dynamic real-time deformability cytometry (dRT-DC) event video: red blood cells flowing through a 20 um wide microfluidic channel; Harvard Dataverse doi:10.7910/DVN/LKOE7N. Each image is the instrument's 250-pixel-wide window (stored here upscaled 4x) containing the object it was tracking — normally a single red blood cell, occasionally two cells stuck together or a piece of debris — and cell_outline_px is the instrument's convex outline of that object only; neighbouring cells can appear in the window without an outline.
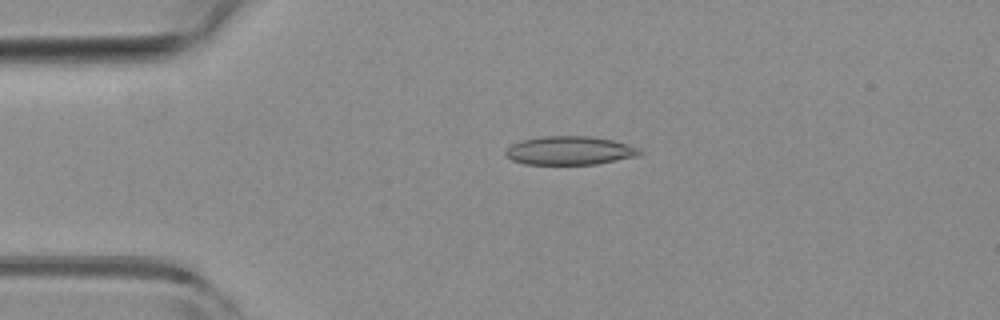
{"species": "common noctule bat (a hibernating species)", "species_latin": "Nyctalus noctula", "temperature_condition": "room temperature", "stored_images_in_passage": 5, "camera_frame_rate_fps": 3000, "um_per_image_px": 0.085, "animal": {"sex": "female", "body_mass_g": 19.3, "forearm_length_mm": 54.1}, "frame": {"image": 1, "passage_image": 4, "time_ms": 1.0, "image_size_px": [1000, 320], "cell_outline_px": [[644, 152], [640, 156], [596, 164], [524, 164], [512, 160], [504, 152], [512, 144], [520, 140], [544, 136], [588, 136], [612, 140], [628, 144], [640, 148]], "centroid_in_image_um": [48.47, 12.8], "position_along_channel_um": 36.5, "area_um2": 22.43}}